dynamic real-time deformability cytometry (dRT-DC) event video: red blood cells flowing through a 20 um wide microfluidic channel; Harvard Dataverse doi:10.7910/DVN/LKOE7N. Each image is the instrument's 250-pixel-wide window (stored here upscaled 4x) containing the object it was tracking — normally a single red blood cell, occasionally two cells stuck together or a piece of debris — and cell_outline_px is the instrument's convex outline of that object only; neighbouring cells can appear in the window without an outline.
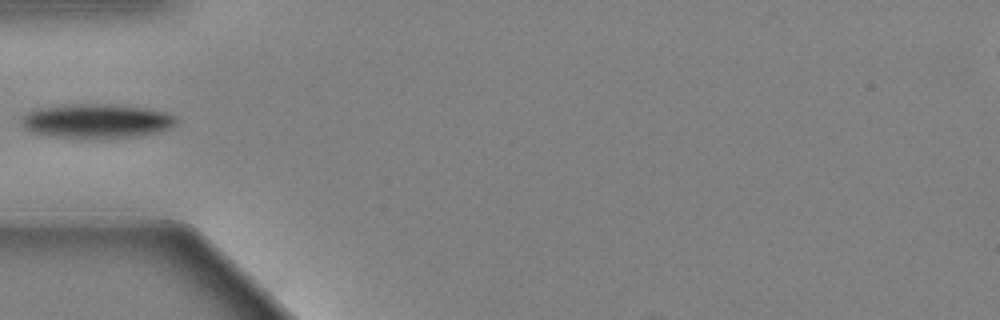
{"species": "Egyptian fruit bat (a non-hibernating species)", "species_latin": "Rousettus aegyptiacus", "temperature_condition": "warm", "stored_images_in_passage": 10, "camera_frame_rate_fps": 3000, "um_per_image_px": 0.085, "animal": {"sex": "female"}, "frame": {"image": 1, "passage_image": 1, "time_ms": 0.0, "image_size_px": [1000, 320], "cell_outline_px": [[176, 124], [160, 132], [140, 136], [88, 140], [56, 136], [32, 132], [20, 120], [28, 112], [36, 108], [64, 104], [112, 104], [148, 108], [164, 112], [176, 116]], "centroid_in_image_um": [8.25, 10.3], "position_along_channel_um": 76.8, "area_um2": 31.33}}
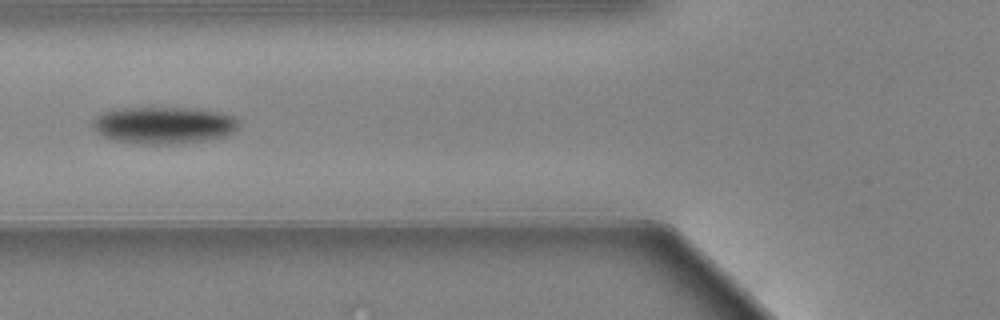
{"frame": {"image": 2, "passage_image": 4, "time_ms": 1.0, "image_size_px": [1000, 320], "cell_outline_px": [[240, 128], [232, 132], [220, 136], [200, 140], [176, 144], [144, 144], [116, 140], [100, 136], [92, 128], [92, 124], [96, 116], [104, 112], [120, 108], [196, 108], [220, 112], [232, 116], [240, 120]], "centroid_in_image_um": [13.9, 10.63], "position_along_channel_um": 111.9, "area_um2": 31.44}}